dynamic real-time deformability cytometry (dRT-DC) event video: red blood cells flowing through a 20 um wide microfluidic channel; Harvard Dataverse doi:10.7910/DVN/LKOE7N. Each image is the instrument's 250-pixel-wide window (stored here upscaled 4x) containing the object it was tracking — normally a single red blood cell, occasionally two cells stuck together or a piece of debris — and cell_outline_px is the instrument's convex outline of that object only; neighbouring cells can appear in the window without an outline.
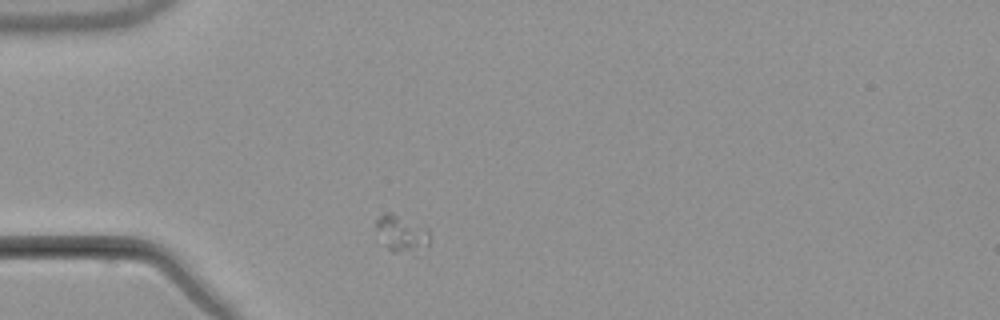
{"species": "common noctule bat (a hibernating species)", "species_latin": "Nyctalus noctula", "temperature_condition": "warm", "stored_images_in_passage": 1, "camera_frame_rate_fps": 3000, "um_per_image_px": 0.085, "animal": {"sex": "male", "body_mass_g": 21.5, "forearm_length_mm": 52.0}, "frame": {"image": 1, "passage_image": 1, "time_ms": 0.0, "image_size_px": [1000, 320], "cell_outline_px": [[432, 240], [420, 256], [416, 256], [392, 252], [384, 244], [376, 228], [376, 220], [384, 212], [392, 212], [428, 228]], "centroid_in_image_um": [34.24, 19.93], "position_along_channel_um": 50.8, "area_um2": 12.2}}